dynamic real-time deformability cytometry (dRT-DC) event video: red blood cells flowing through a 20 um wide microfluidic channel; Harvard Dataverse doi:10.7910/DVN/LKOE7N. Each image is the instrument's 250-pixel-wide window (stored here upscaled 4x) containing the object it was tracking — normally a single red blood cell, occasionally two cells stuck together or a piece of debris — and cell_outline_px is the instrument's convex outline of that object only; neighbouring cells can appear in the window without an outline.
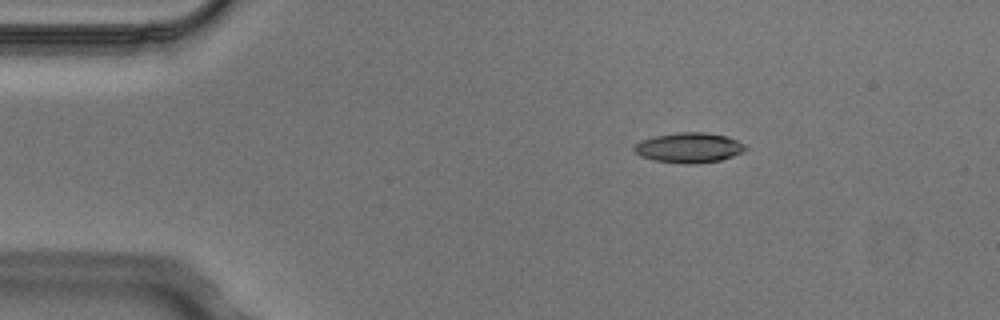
{"species": "Egyptian fruit bat (a non-hibernating species)", "species_latin": "Rousettus aegyptiacus", "temperature_condition": "cold", "stored_images_in_passage": 7, "camera_frame_rate_fps": 3000, "um_per_image_px": 0.085, "animal": {"sex": "male"}, "frame": {"image": 1, "passage_image": 2, "time_ms": 0.333, "image_size_px": [1000, 320], "cell_outline_px": [[748, 148], [744, 152], [720, 160], [692, 164], [688, 164], [652, 160], [640, 156], [632, 148], [640, 140], [656, 136], [680, 132], [704, 132], [724, 136], [736, 140], [744, 144]], "centroid_in_image_um": [58.55, 12.56], "position_along_channel_um": 26.4, "area_um2": 19.36}}
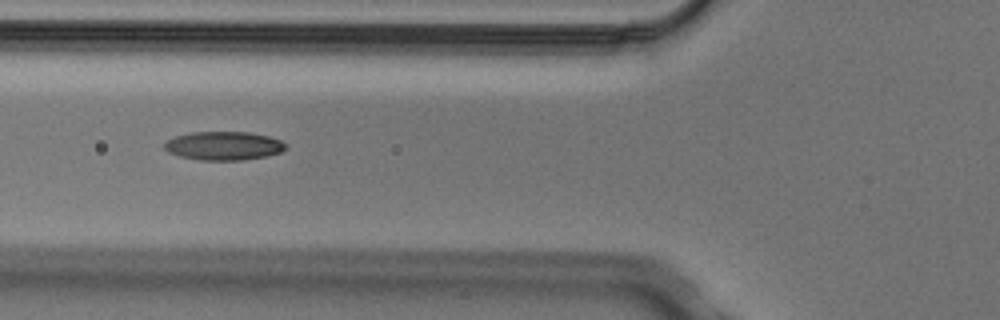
{"frame": {"image": 2, "passage_image": 5, "time_ms": 1.333, "image_size_px": [1000, 320], "cell_outline_px": [[288, 148], [280, 152], [268, 156], [244, 160], [200, 160], [180, 156], [168, 152], [164, 148], [164, 144], [168, 140], [176, 136], [192, 132], [248, 132], [268, 136], [280, 140], [288, 144]], "centroid_in_image_um": [19.05, 12.4], "position_along_channel_um": 106.7, "area_um2": 20.29}}
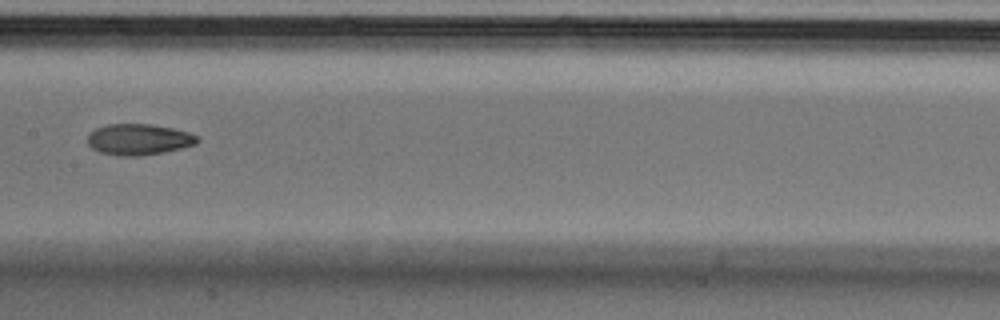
{"frame": {"image": 3, "passage_image": 7, "time_ms": 2.0, "image_size_px": [1000, 320], "cell_outline_px": [[200, 140], [196, 144], [164, 152], [140, 156], [116, 156], [100, 152], [92, 148], [88, 144], [88, 132], [96, 128], [108, 124], [152, 124], [172, 128], [188, 132], [196, 136]], "centroid_in_image_um": [11.76, 11.85], "position_along_channel_um": 195.6, "area_um2": 19.94}}